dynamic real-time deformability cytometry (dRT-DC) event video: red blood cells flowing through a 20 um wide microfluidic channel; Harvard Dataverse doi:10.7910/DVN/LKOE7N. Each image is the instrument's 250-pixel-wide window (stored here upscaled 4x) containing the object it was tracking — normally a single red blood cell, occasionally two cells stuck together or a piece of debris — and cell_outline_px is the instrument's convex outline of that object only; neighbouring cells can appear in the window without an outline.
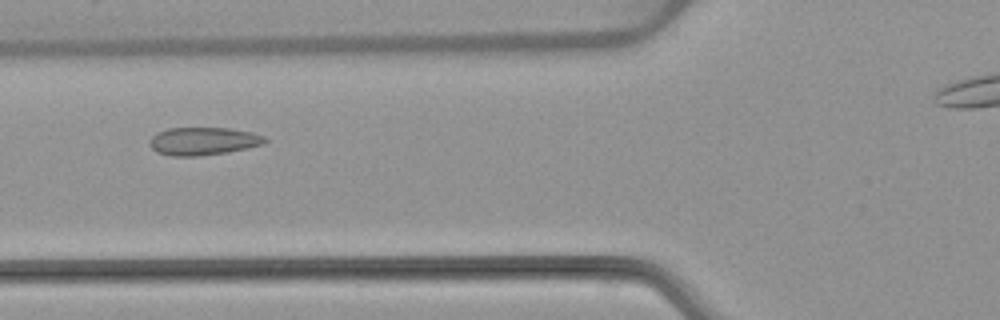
{"species": "common noctule bat (a hibernating species)", "species_latin": "Nyctalus noctula", "temperature_condition": "warm", "stored_images_in_passage": 46, "camera_frame_rate_fps": 3000, "um_per_image_px": 0.085, "animal": {"sex": "female", "body_mass_g": 22.7, "forearm_length_mm": 54.2}, "frame": {"image": 1, "passage_image": 19, "time_ms": 6.0, "image_size_px": [1000, 320], "cell_outline_px": [[268, 140], [264, 144], [248, 148], [228, 152], [200, 156], [172, 156], [156, 152], [148, 144], [148, 140], [156, 132], [168, 128], [228, 128], [252, 132], [264, 136]], "centroid_in_image_um": [17.25, 12.0], "position_along_channel_um": 108.5, "area_um2": 18.96}}
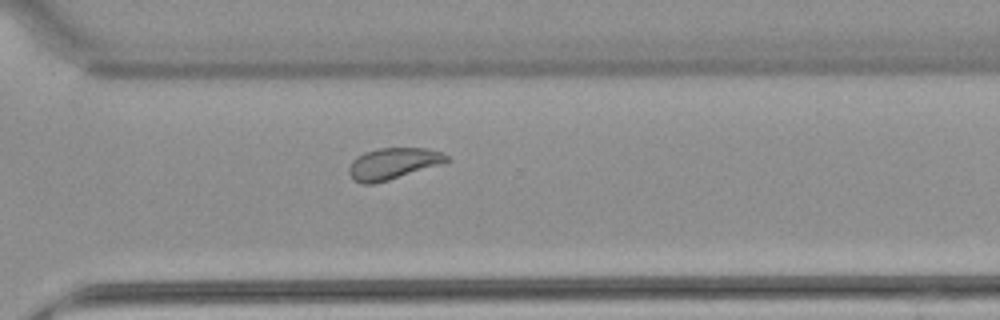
{"frame": {"image": 2, "passage_image": 37, "time_ms": 12.0, "image_size_px": [1000, 320], "cell_outline_px": [[452, 160], [376, 184], [360, 184], [352, 180], [348, 172], [348, 168], [352, 160], [356, 156], [364, 152], [380, 148], [424, 148], [440, 152], [448, 156]], "centroid_in_image_um": [33.34, 13.92], "position_along_channel_um": 337.3, "area_um2": 17.92}}
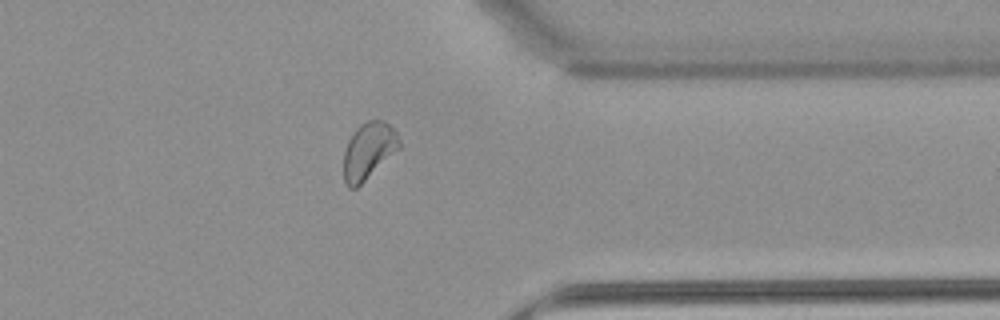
{"frame": {"image": 3, "passage_image": 41, "time_ms": 13.333, "image_size_px": [1000, 320], "cell_outline_px": [[400, 148], [356, 188], [348, 188], [344, 184], [344, 152], [348, 140], [352, 132], [360, 124], [368, 120], [384, 120], [396, 132], [400, 140]], "centroid_in_image_um": [31.31, 12.81], "position_along_channel_um": 380.1, "area_um2": 18.32}}